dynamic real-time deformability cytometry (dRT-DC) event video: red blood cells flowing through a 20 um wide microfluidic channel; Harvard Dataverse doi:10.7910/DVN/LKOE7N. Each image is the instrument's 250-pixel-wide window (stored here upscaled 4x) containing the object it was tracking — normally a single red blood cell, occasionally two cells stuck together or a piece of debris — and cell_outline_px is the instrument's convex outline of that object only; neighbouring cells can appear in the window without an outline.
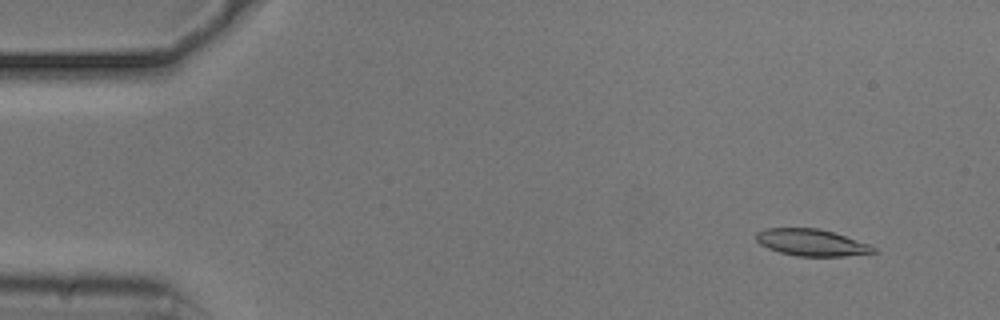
{"species": "common noctule bat (a hibernating species)", "species_latin": "Nyctalus noctula", "temperature_condition": "cold", "stored_images_in_passage": 54, "camera_frame_rate_fps": 3000, "um_per_image_px": 0.085, "animal": {"sex": "male", "body_mass_g": 20.5, "forearm_length_mm": 52.5}, "frame": {"image": 1, "passage_image": 5, "time_ms": 1.333, "image_size_px": [1000, 320], "cell_outline_px": [[880, 252], [844, 256], [796, 256], [780, 252], [768, 248], [760, 244], [756, 240], [756, 232], [768, 228], [816, 228], [832, 232], [868, 244], [876, 248]], "centroid_in_image_um": [68.97, 20.62], "position_along_channel_um": 16.0, "area_um2": 18.15}}
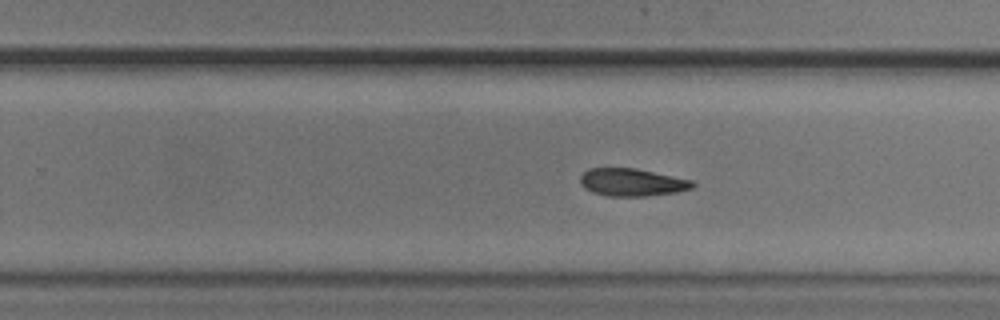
{"frame": {"image": 2, "passage_image": 34, "time_ms": 11.0, "image_size_px": [1000, 320], "cell_outline_px": [[696, 184], [692, 188], [676, 192], [644, 196], [608, 196], [592, 192], [584, 188], [580, 184], [580, 176], [588, 168], [636, 168], [692, 180]], "centroid_in_image_um": [53.69, 15.49], "position_along_channel_um": 276.1, "area_um2": 18.09}}
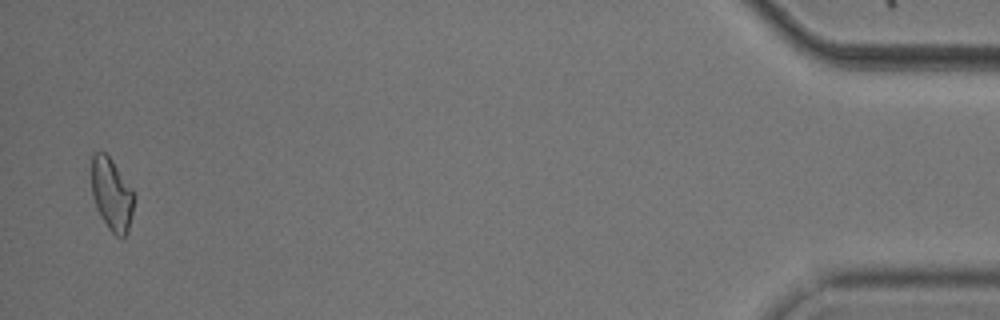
{"frame": {"image": 3, "passage_image": 53, "time_ms": 17.333, "image_size_px": [1000, 320], "cell_outline_px": [[136, 196], [128, 232], [120, 240], [108, 228], [100, 216], [96, 208], [92, 196], [92, 156], [96, 152], [104, 152], [112, 160], [132, 188]], "centroid_in_image_um": [9.52, 16.56], "position_along_channel_um": 425.7, "area_um2": 18.15}, "authors_computed_cell_mechanics": {"area_um2": 18.7272, "velocity_mm_per_s": 3.7335, "shape_relaxation_time_tau1_ms": 5.9533, "shape_relaxation_time_tau2_ms": null, "deformation_change_tau1": 0.1491, "deformation_change_tau2": null}}